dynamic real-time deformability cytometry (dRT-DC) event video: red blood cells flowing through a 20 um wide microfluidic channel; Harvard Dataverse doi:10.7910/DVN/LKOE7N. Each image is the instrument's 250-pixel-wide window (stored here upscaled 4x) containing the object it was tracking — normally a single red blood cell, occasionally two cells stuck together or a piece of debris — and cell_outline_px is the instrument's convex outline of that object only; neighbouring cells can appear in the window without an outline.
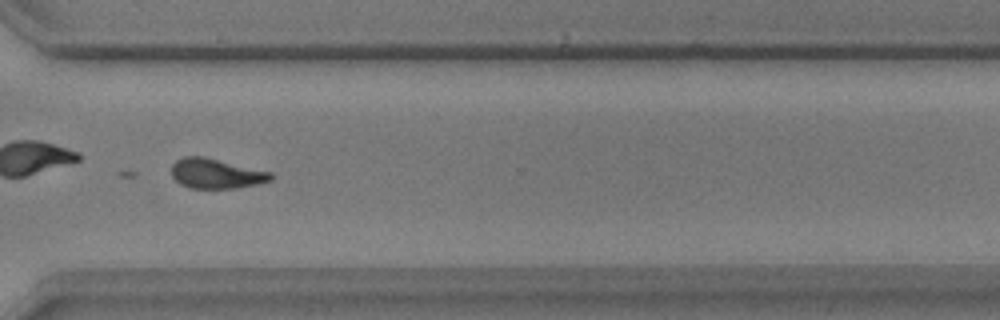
{"species": "common noctule bat (a hibernating species)", "species_latin": "Nyctalus noctula", "temperature_condition": "warm", "stored_images_in_passage": 38, "camera_frame_rate_fps": 3000, "um_per_image_px": 0.085, "animal": {"sex": "male", "body_mass_g": 17.9, "forearm_length_mm": 54.2}, "frame": {"image": 1, "passage_image": 25, "time_ms": 8.0, "image_size_px": [1000, 320], "cell_outline_px": [[272, 180], [256, 184], [236, 188], [188, 188], [180, 184], [172, 176], [172, 164], [176, 160], [184, 156], [204, 156], [272, 172]], "centroid_in_image_um": [18.35, 14.75], "position_along_channel_um": 352.2, "area_um2": 17.34}, "authors_computed_cell_mechanics": {"area_um2": 17.5134, "velocity_mm_per_s": 3.6859, "shape_relaxation_time_tau1_ms": 2.0175, "shape_relaxation_time_tau2_ms": null, "deformation_change_tau1": 0.3971, "deformation_change_tau2": null}}